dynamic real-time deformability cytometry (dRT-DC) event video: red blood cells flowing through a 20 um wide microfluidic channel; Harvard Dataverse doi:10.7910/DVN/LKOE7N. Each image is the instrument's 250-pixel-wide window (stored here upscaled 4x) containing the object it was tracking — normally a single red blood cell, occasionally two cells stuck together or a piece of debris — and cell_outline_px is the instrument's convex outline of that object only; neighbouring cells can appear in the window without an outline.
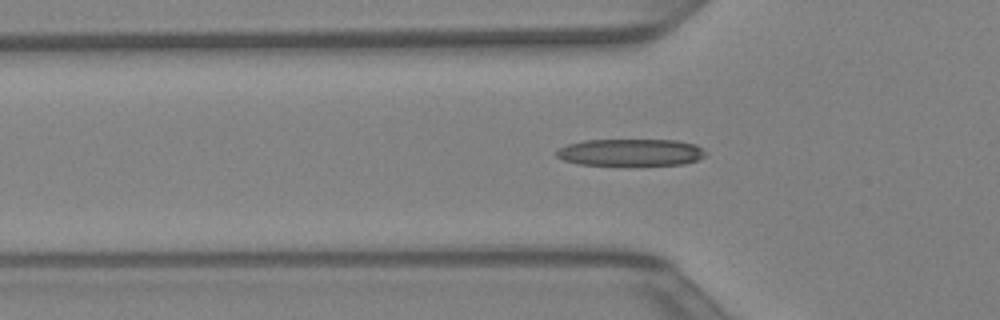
{"species": "Egyptian fruit bat (a non-hibernating species)", "species_latin": "Rousettus aegyptiacus", "temperature_condition": "warm", "stored_images_in_passage": 43, "segment_of_instrument_passage": [1, 2], "camera_frame_rate_fps": 3000, "um_per_image_px": 0.085, "animal": {"sex": "female"}, "frame": {"image": 1, "passage_image": 14, "time_ms": 4.333, "image_size_px": [1000, 320], "cell_outline_px": [[708, 156], [684, 164], [580, 164], [564, 160], [556, 156], [556, 152], [560, 148], [568, 144], [584, 140], [676, 140], [696, 144], [708, 152]], "centroid_in_image_um": [53.67, 12.93], "position_along_channel_um": 72.1, "area_um2": 23.24}}
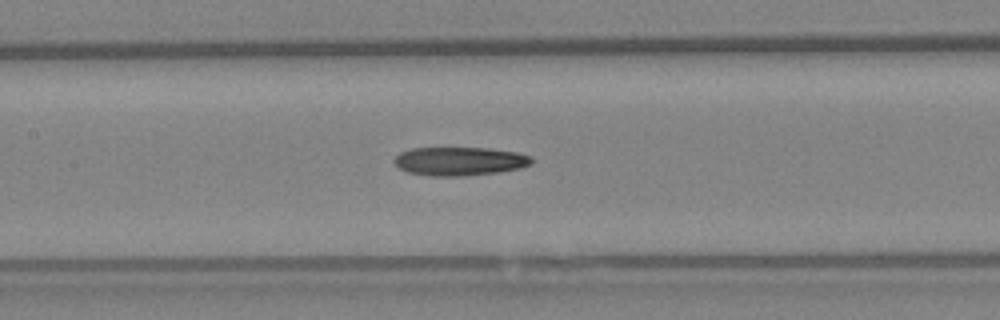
{"frame": {"image": 2, "passage_image": 20, "time_ms": 6.333, "image_size_px": [1000, 320], "cell_outline_px": [[532, 164], [520, 168], [496, 172], [464, 176], [432, 176], [408, 172], [400, 168], [392, 160], [400, 152], [412, 148], [488, 148], [516, 152], [532, 156]], "centroid_in_image_um": [39.07, 13.7], "position_along_channel_um": 168.3, "area_um2": 22.83}}
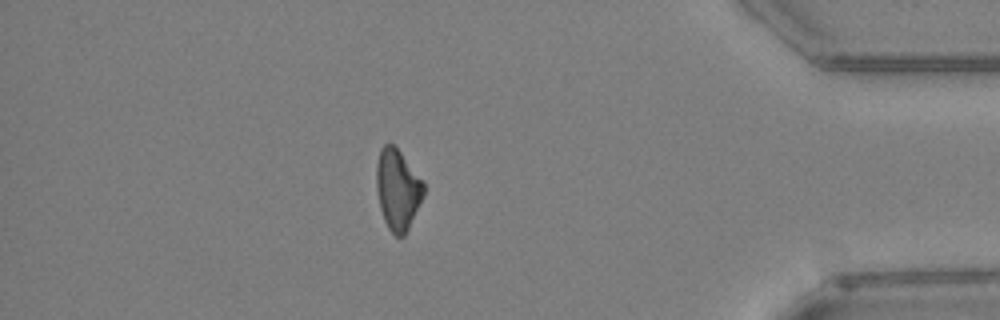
{"frame": {"image": 3, "passage_image": 37, "time_ms": 12.0, "image_size_px": [1000, 320], "cell_outline_px": [[424, 196], [404, 236], [396, 236], [388, 228], [384, 220], [380, 208], [376, 188], [376, 164], [380, 148], [384, 144], [392, 144], [400, 152], [424, 180]], "centroid_in_image_um": [33.8, 16.09], "position_along_channel_um": 401.4, "area_um2": 22.25}}